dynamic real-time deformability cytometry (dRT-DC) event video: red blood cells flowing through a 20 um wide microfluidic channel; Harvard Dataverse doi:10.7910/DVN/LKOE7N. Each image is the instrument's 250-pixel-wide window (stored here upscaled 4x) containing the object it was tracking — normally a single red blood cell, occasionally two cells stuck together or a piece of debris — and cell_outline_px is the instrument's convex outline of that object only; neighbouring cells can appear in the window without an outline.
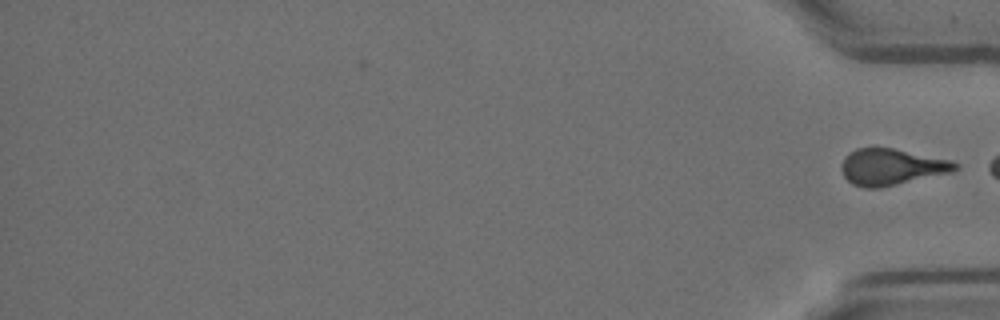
{"species": "Egyptian fruit bat (a non-hibernating species)", "species_latin": "Rousettus aegyptiacus", "temperature_condition": "room temperature", "stored_images_in_passage": 13, "segment_of_instrument_passage": [2, 2], "camera_frame_rate_fps": 3000, "um_per_image_px": 0.085, "animal": {"sex": "female"}, "frame": {"image": 1, "passage_image": 13, "time_ms": 4.0, "image_size_px": [1000, 320], "cell_outline_px": [[960, 168], [952, 172], [880, 188], [864, 188], [852, 184], [844, 176], [840, 168], [844, 156], [848, 152], [856, 148], [892, 148], [952, 160], [960, 164]], "centroid_in_image_um": [75.78, 14.19], "position_along_channel_um": 359.4, "area_um2": 24.28}}